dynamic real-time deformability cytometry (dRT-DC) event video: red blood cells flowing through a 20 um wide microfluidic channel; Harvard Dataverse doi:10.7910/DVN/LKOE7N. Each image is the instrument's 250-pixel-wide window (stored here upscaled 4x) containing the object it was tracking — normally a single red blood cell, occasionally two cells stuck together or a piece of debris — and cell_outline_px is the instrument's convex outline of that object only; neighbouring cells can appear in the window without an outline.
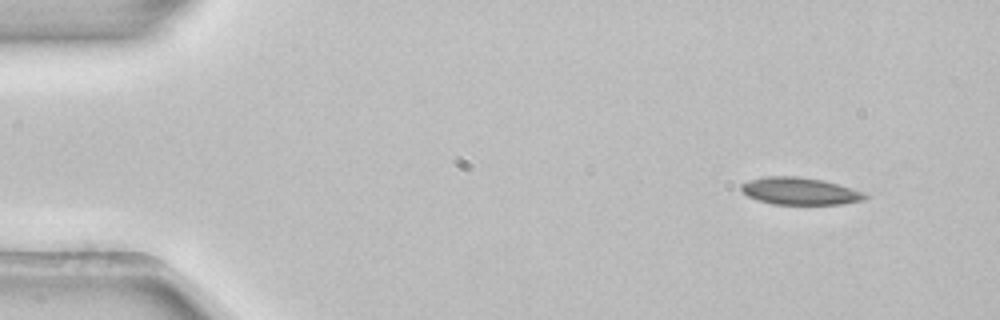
{"species": "common noctule bat (a hibernating species)", "species_latin": "Nyctalus noctula", "temperature_condition": "room temperature", "stored_images_in_passage": 5, "camera_frame_rate_fps": 3000, "um_per_image_px": 0.085, "animal": {"sex": "female", "body_mass_g": 22.7, "forearm_length_mm": 54.2}, "frame": {"image": 1, "passage_image": 1, "time_ms": 0.0, "image_size_px": [1000, 320], "cell_outline_px": [[872, 196], [864, 200], [840, 204], [772, 204], [756, 200], [748, 196], [740, 188], [740, 184], [748, 180], [764, 176], [800, 176], [824, 180]], "centroid_in_image_um": [67.93, 16.24], "position_along_channel_um": 17.1, "area_um2": 19.65}}
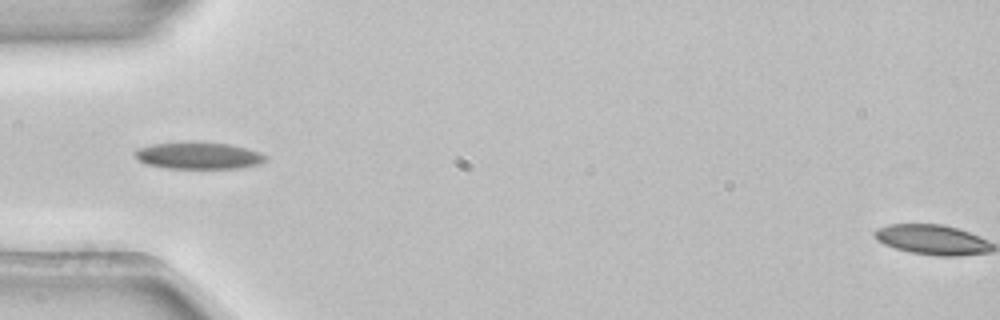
{"frame": {"image": 2, "passage_image": 4, "time_ms": 1.0, "image_size_px": [1000, 320], "cell_outline_px": [[268, 160], [260, 164], [240, 168], [168, 168], [144, 164], [136, 156], [136, 152], [140, 148], [152, 144], [228, 144], [260, 152], [268, 156]], "centroid_in_image_um": [16.96, 13.27], "position_along_channel_um": 68.0, "area_um2": 19.59}}